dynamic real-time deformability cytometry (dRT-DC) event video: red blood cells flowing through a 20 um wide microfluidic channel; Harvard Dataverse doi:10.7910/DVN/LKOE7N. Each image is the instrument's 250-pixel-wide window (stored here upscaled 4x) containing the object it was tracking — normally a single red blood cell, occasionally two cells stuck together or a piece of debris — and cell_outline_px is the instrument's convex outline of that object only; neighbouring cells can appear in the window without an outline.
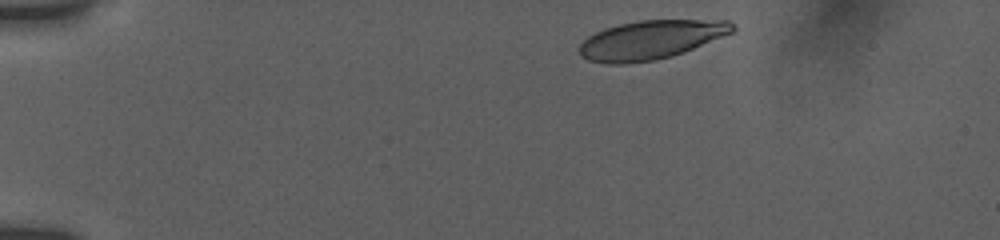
{"species": "human", "species_latin": "Homo sapiens", "temperature_condition": "room temperature", "stored_images_in_passage": 40, "camera_frame_rate_fps": 3000, "um_per_image_px": 0.085, "donor": {"sex": "female"}, "frame": {"image": 1, "passage_image": 1, "time_ms": 0.0, "image_size_px": [1000, 240], "cell_outline_px": [[736, 28], [732, 32], [684, 52], [672, 56], [656, 60], [624, 64], [608, 64], [588, 60], [580, 56], [580, 44], [588, 36], [604, 28], [620, 24], [640, 20], [728, 20]], "centroid_in_image_um": [55.29, 3.39], "position_along_channel_um": 29.7, "area_um2": 34.56}}
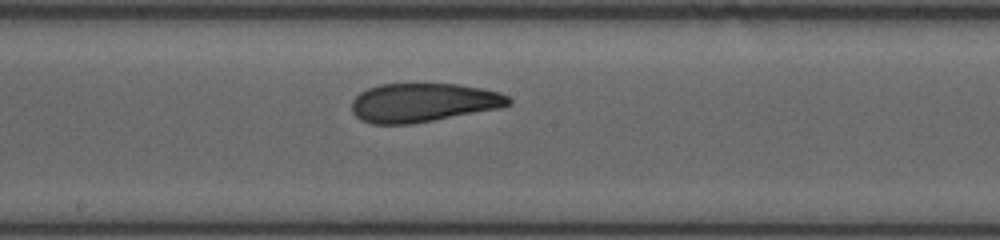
{"frame": {"image": 2, "passage_image": 22, "time_ms": 7.0, "image_size_px": [1000, 240], "cell_outline_px": [[512, 104], [500, 108], [412, 124], [372, 124], [360, 120], [352, 112], [352, 100], [360, 92], [368, 88], [380, 84], [460, 84], [500, 92], [508, 96], [512, 100]], "centroid_in_image_um": [35.97, 8.72], "position_along_channel_um": 212.2, "area_um2": 35.6}}
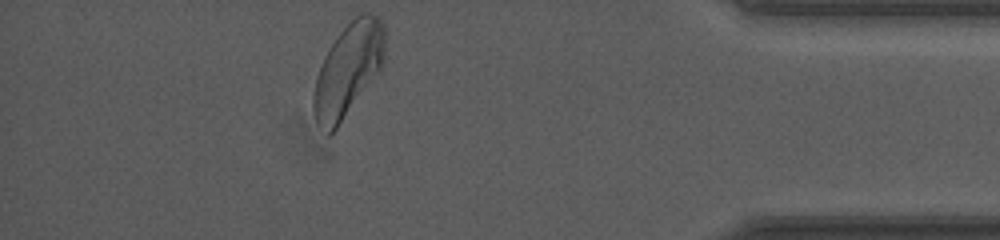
{"frame": {"image": 3, "passage_image": 40, "time_ms": 13.0, "image_size_px": [1000, 240], "cell_outline_px": [[384, 64], [336, 128], [328, 136], [316, 120], [312, 108], [312, 96], [316, 76], [324, 56], [340, 32], [360, 12], [372, 12], [380, 16], [384, 28]], "centroid_in_image_um": [29.58, 5.9], "position_along_channel_um": 405.6, "area_um2": 38.26}, "authors_computed_cell_mechanics": {"area_um2": 36.6741, "velocity_mm_per_s": 3.8174, "shape_relaxation_time_tau1_ms": 5.6414, "shape_relaxation_time_tau2_ms": 1.601, "deformation_change_tau1": 0.1594, "deformation_change_tau2": 0.0816}}